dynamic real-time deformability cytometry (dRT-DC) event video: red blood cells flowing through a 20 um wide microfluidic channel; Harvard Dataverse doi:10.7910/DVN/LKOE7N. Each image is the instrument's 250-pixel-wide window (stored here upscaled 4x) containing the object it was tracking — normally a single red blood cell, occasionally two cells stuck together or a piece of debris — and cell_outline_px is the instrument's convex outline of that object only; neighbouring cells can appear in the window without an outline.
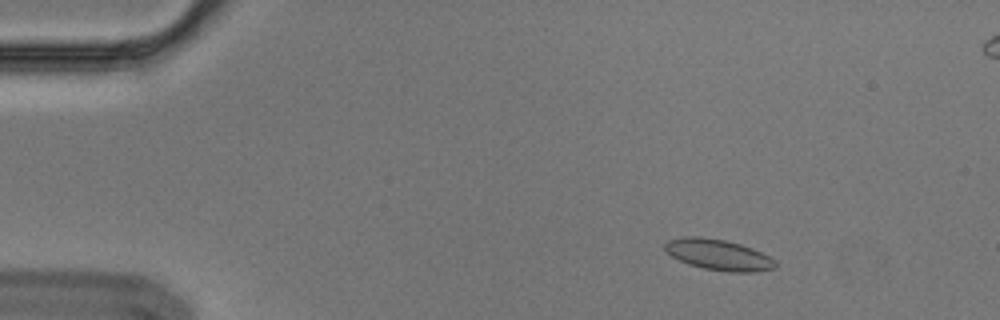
{"species": "Egyptian fruit bat (a non-hibernating species)", "species_latin": "Rousettus aegyptiacus", "temperature_condition": "cold", "stored_images_in_passage": 7, "camera_frame_rate_fps": 3000, "um_per_image_px": 0.085, "animal": {"sex": "male"}, "frame": {"image": 1, "passage_image": 2, "time_ms": 0.333, "image_size_px": [1000, 320], "cell_outline_px": [[776, 268], [756, 272], [728, 272], [704, 268], [688, 264], [672, 256], [664, 248], [664, 244], [668, 240], [684, 236], [700, 236], [724, 240], [740, 244], [752, 248], [776, 260]], "centroid_in_image_um": [61.08, 21.65], "position_along_channel_um": 23.9, "area_um2": 19.83}}
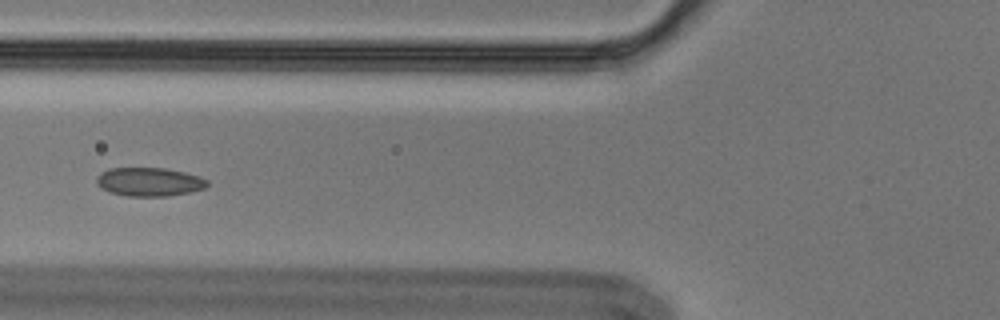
{"frame": {"image": 2, "passage_image": 6, "time_ms": 1.667, "image_size_px": [1000, 320], "cell_outline_px": [[208, 184], [204, 188], [188, 192], [168, 196], [128, 196], [108, 192], [100, 188], [96, 184], [96, 176], [100, 172], [108, 168], [164, 168], [184, 172], [200, 176], [208, 180]], "centroid_in_image_um": [12.63, 15.45], "position_along_channel_um": 113.2, "area_um2": 18.61}}